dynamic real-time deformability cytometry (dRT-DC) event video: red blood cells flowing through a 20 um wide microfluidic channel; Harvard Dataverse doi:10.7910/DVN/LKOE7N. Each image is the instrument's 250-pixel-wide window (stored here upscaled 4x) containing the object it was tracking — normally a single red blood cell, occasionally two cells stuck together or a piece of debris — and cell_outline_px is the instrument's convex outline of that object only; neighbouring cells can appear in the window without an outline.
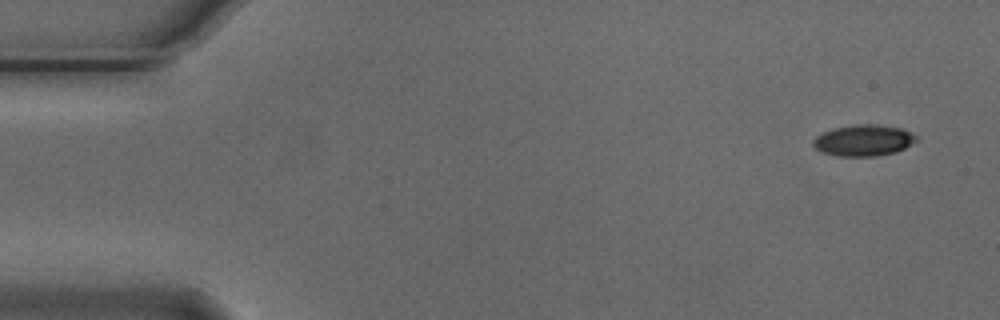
{"species": "Egyptian fruit bat (a non-hibernating species)", "species_latin": "Rousettus aegyptiacus", "temperature_condition": "cold", "stored_images_in_passage": 5, "camera_frame_rate_fps": 3000, "um_per_image_px": 0.085, "animal": {"sex": "male"}, "frame": {"image": 1, "passage_image": 1, "time_ms": 0.0, "image_size_px": [1000, 320], "cell_outline_px": [[916, 140], [904, 148], [896, 152], [876, 156], [836, 156], [820, 152], [812, 144], [812, 140], [816, 136], [824, 132], [836, 128], [856, 124], [876, 124], [904, 128], [916, 136]], "centroid_in_image_um": [73.39, 11.93], "position_along_channel_um": 11.6, "area_um2": 18.79}}
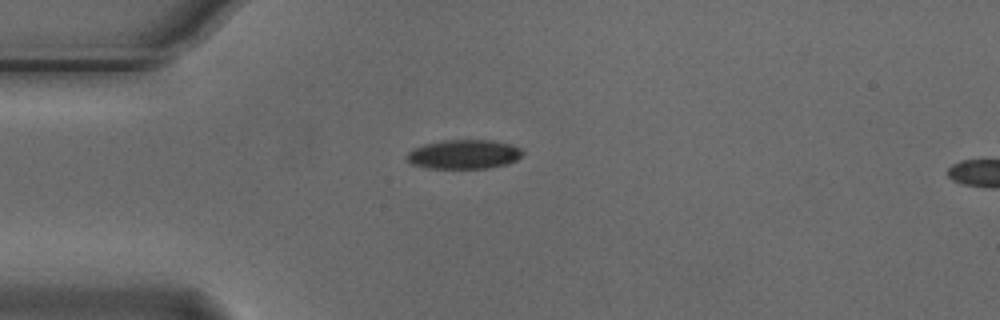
{"frame": {"image": 2, "passage_image": 4, "time_ms": 1.0, "image_size_px": [1000, 320], "cell_outline_px": [[524, 152], [516, 160], [508, 164], [488, 168], [428, 168], [412, 164], [404, 156], [412, 148], [424, 144], [444, 140], [488, 140], [512, 144], [520, 148]], "centroid_in_image_um": [39.42, 13.11], "position_along_channel_um": 45.6, "area_um2": 19.77}}